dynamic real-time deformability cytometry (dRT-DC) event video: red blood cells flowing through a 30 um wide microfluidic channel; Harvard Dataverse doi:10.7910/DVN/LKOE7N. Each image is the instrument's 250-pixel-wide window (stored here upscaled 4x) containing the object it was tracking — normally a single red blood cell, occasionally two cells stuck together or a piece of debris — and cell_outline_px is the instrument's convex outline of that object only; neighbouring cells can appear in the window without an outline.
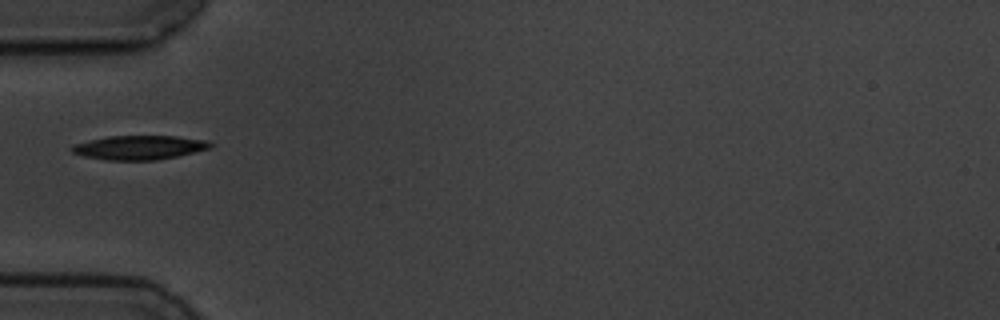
{"species": "common noctule bat (a hibernating species)", "species_latin": "Nyctalus noctula", "temperature_condition": "cold", "stored_images_in_passage": 7, "camera_frame_rate_fps": 3000, "um_per_image_px": 0.085, "animal": {"sex": "male", "body_mass_g": 19.5, "forearm_length_mm": 54.6}, "frame": {"image": 1, "passage_image": 5, "time_ms": 4.667, "image_size_px": [1000, 320], "cell_outline_px": [[216, 144], [212, 148], [176, 156], [156, 160], [104, 160], [84, 156], [72, 152], [68, 148], [72, 144], [108, 136], [176, 136], [208, 140]], "centroid_in_image_um": [11.85, 12.53], "position_along_channel_um": 73.2, "area_um2": 19.65}}
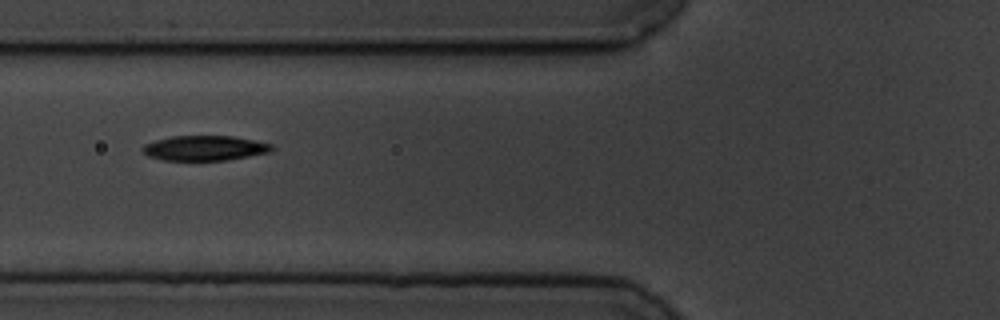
{"frame": {"image": 2, "passage_image": 6, "time_ms": 5.667, "image_size_px": [1000, 320], "cell_outline_px": [[276, 148], [272, 152], [228, 160], [164, 160], [148, 156], [140, 148], [144, 144], [156, 140], [172, 136], [232, 136], [256, 140], [272, 144]], "centroid_in_image_um": [17.45, 12.58], "position_along_channel_um": 108.4, "area_um2": 18.96}}
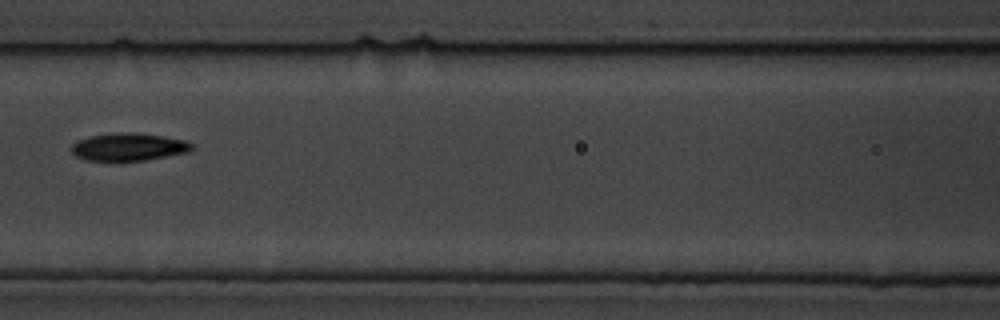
{"frame": {"image": 3, "passage_image": 7, "time_ms": 7.0, "image_size_px": [1000, 320], "cell_outline_px": [[192, 148], [188, 152], [144, 160], [84, 160], [76, 156], [72, 152], [72, 144], [80, 140], [92, 136], [112, 132], [136, 132], [184, 140], [192, 144]], "centroid_in_image_um": [10.91, 12.48], "position_along_channel_um": 155.7, "area_um2": 19.07}}